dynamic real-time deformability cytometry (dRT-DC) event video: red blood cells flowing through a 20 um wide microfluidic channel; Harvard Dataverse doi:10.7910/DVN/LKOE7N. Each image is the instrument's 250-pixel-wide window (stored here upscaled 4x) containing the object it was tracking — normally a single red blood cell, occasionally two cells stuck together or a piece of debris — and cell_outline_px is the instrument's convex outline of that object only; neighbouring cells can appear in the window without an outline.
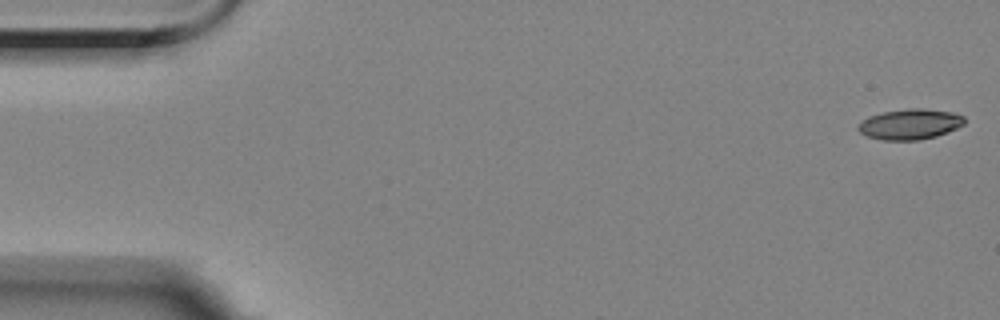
{"species": "Egyptian fruit bat (a non-hibernating species)", "species_latin": "Rousettus aegyptiacus", "temperature_condition": "room temperature", "stored_images_in_passage": 8, "camera_frame_rate_fps": 3000, "um_per_image_px": 0.085, "animal": {"sex": "female"}, "frame": {"image": 1, "passage_image": 1, "time_ms": 0.0, "image_size_px": [1000, 320], "cell_outline_px": [[964, 124], [948, 132], [936, 136], [920, 140], [880, 140], [868, 136], [860, 132], [856, 128], [868, 116], [884, 112], [908, 108], [920, 108], [952, 112], [964, 116]], "centroid_in_image_um": [77.35, 10.56], "position_along_channel_um": 7.6, "area_um2": 18.79}}